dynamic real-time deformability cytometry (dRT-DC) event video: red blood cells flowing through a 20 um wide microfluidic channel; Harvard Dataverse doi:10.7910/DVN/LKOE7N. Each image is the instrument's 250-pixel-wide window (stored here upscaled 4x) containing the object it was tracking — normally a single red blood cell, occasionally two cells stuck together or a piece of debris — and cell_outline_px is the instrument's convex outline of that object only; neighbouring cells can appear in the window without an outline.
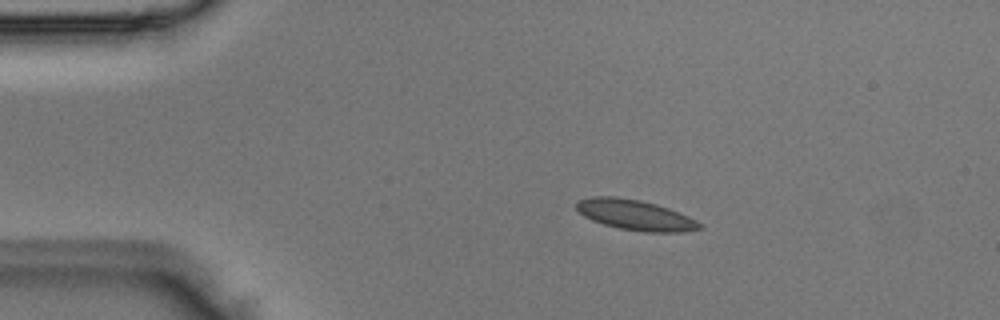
{"species": "Egyptian fruit bat (a non-hibernating species)", "species_latin": "Rousettus aegyptiacus", "temperature_condition": "room temperature", "stored_images_in_passage": 4, "camera_frame_rate_fps": 3000, "um_per_image_px": 0.085, "animal": {"sex": "male"}, "frame": {"image": 1, "passage_image": 1, "time_ms": 0.0, "image_size_px": [1000, 320], "cell_outline_px": [[704, 228], [680, 232], [644, 232], [620, 228], [604, 224], [592, 220], [584, 216], [576, 208], [576, 200], [592, 196], [616, 196], [640, 200], [656, 204], [680, 212], [704, 224]], "centroid_in_image_um": [54.01, 18.26], "position_along_channel_um": 31.0, "area_um2": 21.91}}
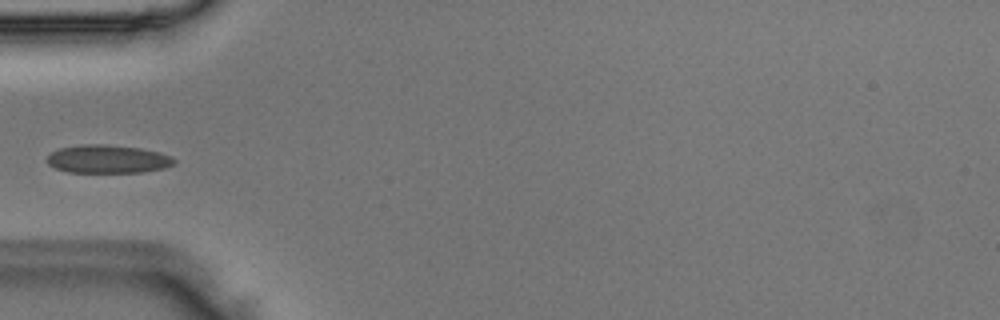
{"frame": {"image": 2, "passage_image": 3, "time_ms": 0.667, "image_size_px": [1000, 320], "cell_outline_px": [[176, 160], [172, 164], [164, 168], [140, 172], [68, 172], [56, 168], [48, 164], [44, 160], [52, 152], [60, 148], [80, 144], [108, 144], [140, 148], [160, 152], [172, 156]], "centroid_in_image_um": [9.14, 13.51], "position_along_channel_um": 75.9, "area_um2": 20.98}}